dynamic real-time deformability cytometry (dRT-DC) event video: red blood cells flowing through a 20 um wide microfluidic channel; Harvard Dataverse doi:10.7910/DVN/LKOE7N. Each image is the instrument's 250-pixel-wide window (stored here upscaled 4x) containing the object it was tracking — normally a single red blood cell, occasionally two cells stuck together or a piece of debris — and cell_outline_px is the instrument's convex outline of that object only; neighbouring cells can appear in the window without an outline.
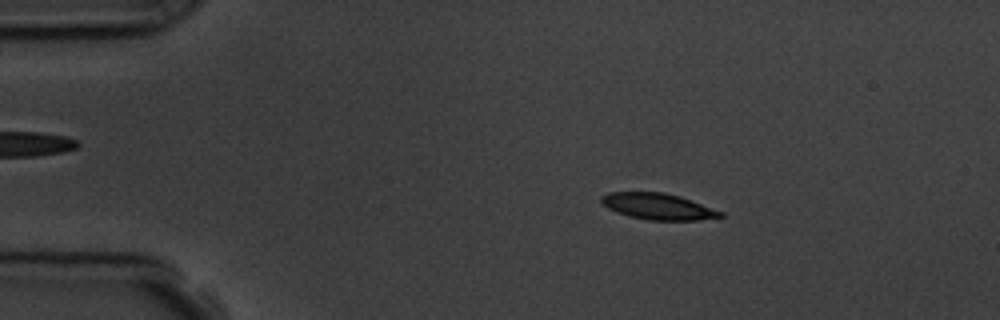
{"species": "common noctule bat (a hibernating species)", "species_latin": "Nyctalus noctula", "temperature_condition": "room temperature", "stored_images_in_passage": 3, "camera_frame_rate_fps": 3000, "um_per_image_px": 0.085, "animal": {"sex": "male", "body_mass_g": 19.5, "forearm_length_mm": 54.6}, "frame": {"image": 1, "passage_image": 2, "time_ms": 1.0, "image_size_px": [1000, 320], "cell_outline_px": [[724, 216], [700, 220], [648, 220], [628, 216], [616, 212], [608, 208], [600, 200], [600, 196], [608, 192], [664, 192], [680, 196], [692, 200], [724, 212]], "centroid_in_image_um": [55.94, 17.54], "position_along_channel_um": 29.1, "area_um2": 18.32}}